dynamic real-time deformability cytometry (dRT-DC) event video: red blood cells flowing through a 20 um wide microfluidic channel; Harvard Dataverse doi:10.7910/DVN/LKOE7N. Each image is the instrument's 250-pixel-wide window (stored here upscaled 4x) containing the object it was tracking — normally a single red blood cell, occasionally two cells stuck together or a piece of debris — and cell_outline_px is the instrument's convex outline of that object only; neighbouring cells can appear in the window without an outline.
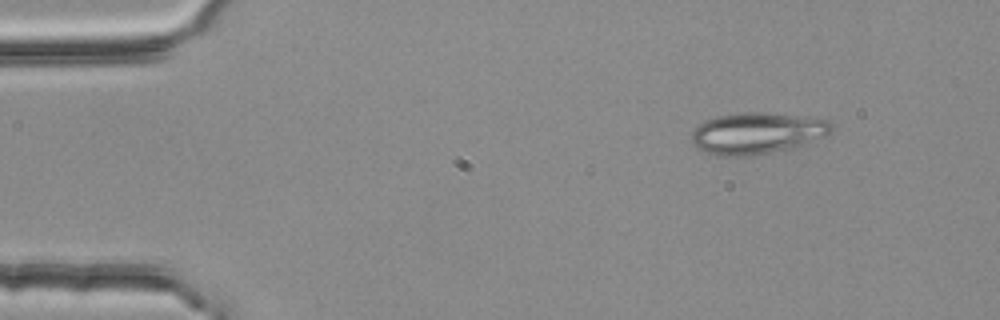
{"species": "common noctule bat (a hibernating species)", "species_latin": "Nyctalus noctula", "temperature_condition": "room temperature", "stored_images_in_passage": 3, "camera_frame_rate_fps": 3000, "um_per_image_px": 0.085, "animal": {"sex": "female", "body_mass_g": 25.1}, "frame": {"image": 1, "passage_image": 1, "time_ms": 0.0, "image_size_px": [1000, 320], "cell_outline_px": [[832, 132], [828, 136], [792, 148], [752, 156], [716, 156], [704, 152], [696, 148], [692, 144], [692, 132], [704, 120], [716, 116], [740, 112], [756, 112], [812, 116], [828, 120], [832, 124]], "centroid_in_image_um": [64.37, 11.32], "position_along_channel_um": 20.6, "area_um2": 34.39}}